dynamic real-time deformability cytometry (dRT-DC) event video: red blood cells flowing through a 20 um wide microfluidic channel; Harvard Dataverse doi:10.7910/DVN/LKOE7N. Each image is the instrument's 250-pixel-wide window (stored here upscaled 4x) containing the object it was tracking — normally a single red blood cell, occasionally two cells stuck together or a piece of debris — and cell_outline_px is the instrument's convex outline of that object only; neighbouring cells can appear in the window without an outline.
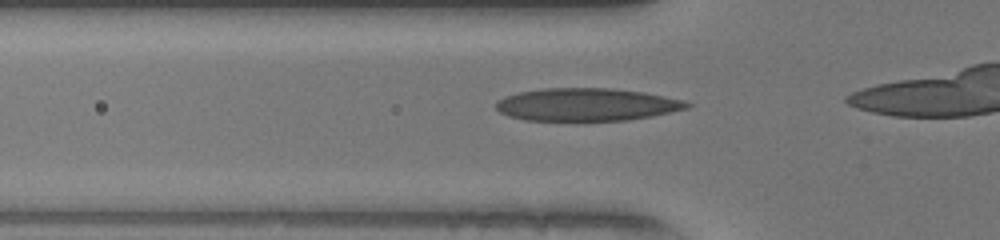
{"species": "human", "species_latin": "Homo sapiens", "temperature_condition": "warm", "stored_images_in_passage": 12, "camera_frame_rate_fps": 3000, "um_per_image_px": 0.085, "donor": {"sex": "female"}, "frame": {"image": 1, "passage_image": 7, "time_ms": 2.0, "image_size_px": [1000, 240], "cell_outline_px": [[692, 104], [688, 108], [652, 116], [628, 120], [524, 120], [508, 116], [500, 112], [496, 108], [496, 100], [504, 96], [520, 92], [544, 88], [612, 88], [644, 92], [684, 100]], "centroid_in_image_um": [49.86, 8.88], "position_along_channel_um": 75.9, "area_um2": 36.41}}
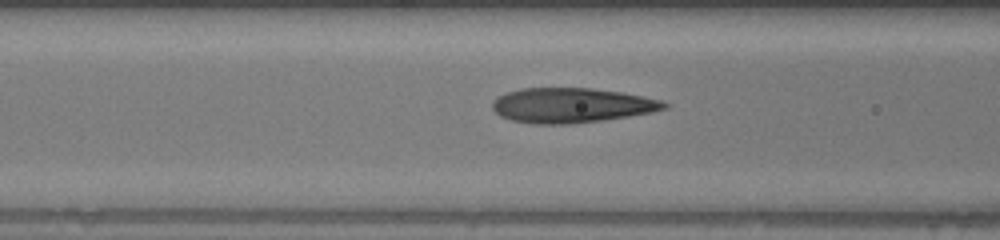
{"frame": {"image": 2, "passage_image": 10, "time_ms": 3.0, "image_size_px": [1000, 240], "cell_outline_px": [[668, 108], [652, 112], [604, 120], [572, 124], [532, 124], [512, 120], [500, 116], [492, 108], [492, 100], [496, 96], [520, 88], [592, 88], [620, 92], [660, 100], [668, 104]], "centroid_in_image_um": [48.53, 8.96], "position_along_channel_um": 118.1, "area_um2": 34.91}}